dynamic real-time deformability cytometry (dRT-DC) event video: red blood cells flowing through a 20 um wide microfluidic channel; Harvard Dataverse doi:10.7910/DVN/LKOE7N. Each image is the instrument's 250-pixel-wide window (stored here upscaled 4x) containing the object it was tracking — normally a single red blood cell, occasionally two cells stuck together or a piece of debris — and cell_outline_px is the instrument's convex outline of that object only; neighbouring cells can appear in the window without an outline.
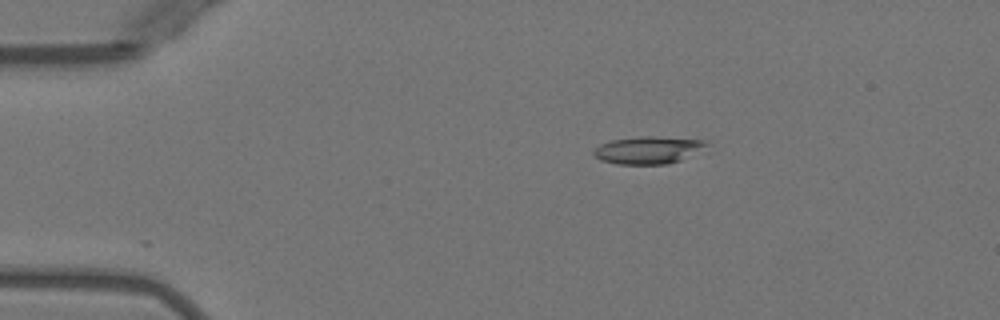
{"species": "Egyptian fruit bat (a non-hibernating species)", "species_latin": "Rousettus aegyptiacus", "temperature_condition": "warm", "stored_images_in_passage": 5, "camera_frame_rate_fps": 3000, "um_per_image_px": 0.085, "animal": {"sex": "female"}, "frame": {"image": 1, "passage_image": 3, "time_ms": 2.333, "image_size_px": [1000, 320], "cell_outline_px": [[708, 144], [680, 160], [664, 164], [616, 164], [600, 160], [592, 152], [600, 144], [612, 140], [640, 136], [652, 136], [704, 140]], "centroid_in_image_um": [55.01, 12.75], "position_along_channel_um": 30.0, "area_um2": 17.57}}